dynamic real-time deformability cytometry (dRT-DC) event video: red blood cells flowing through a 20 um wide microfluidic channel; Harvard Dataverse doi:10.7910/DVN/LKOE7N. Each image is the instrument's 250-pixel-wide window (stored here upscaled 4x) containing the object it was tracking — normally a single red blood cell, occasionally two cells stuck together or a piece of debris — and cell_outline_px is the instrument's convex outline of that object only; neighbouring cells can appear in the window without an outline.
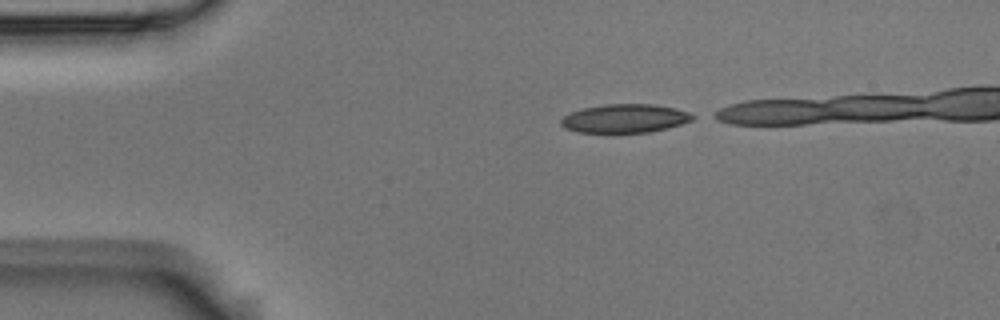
{"species": "Egyptian fruit bat (a non-hibernating species)", "species_latin": "Rousettus aegyptiacus", "temperature_condition": "room temperature", "stored_images_in_passage": 14, "camera_frame_rate_fps": 3000, "um_per_image_px": 0.085, "animal": {"sex": "male"}, "frame": {"image": 1, "passage_image": 1, "time_ms": 0.0, "image_size_px": [1000, 320], "cell_outline_px": [[696, 116], [692, 120], [668, 128], [648, 132], [576, 132], [564, 128], [560, 124], [560, 120], [564, 116], [572, 112], [584, 108], [604, 104], [656, 104], [676, 108], [688, 112]], "centroid_in_image_um": [53.12, 10.06], "position_along_channel_um": 31.9, "area_um2": 21.91}}
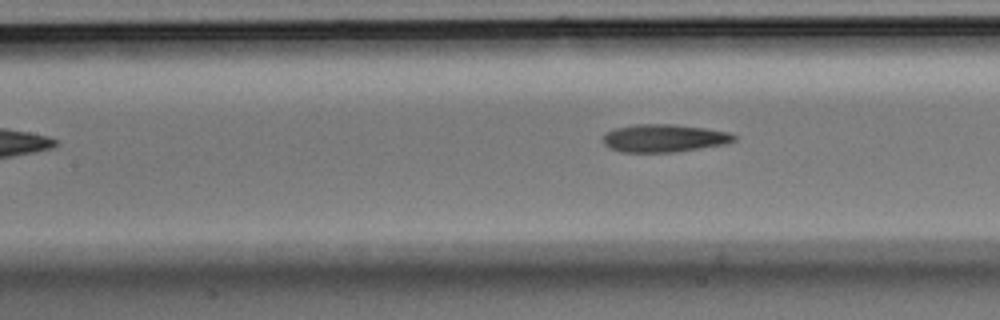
{"frame": {"image": 2, "passage_image": 5, "time_ms": 1.333, "image_size_px": [1000, 320], "cell_outline_px": [[736, 140], [728, 144], [676, 152], [620, 152], [604, 144], [604, 132], [616, 128], [636, 124], [676, 124], [704, 128], [728, 132], [736, 136]], "centroid_in_image_um": [56.48, 11.74], "position_along_channel_um": 150.9, "area_um2": 21.33}}